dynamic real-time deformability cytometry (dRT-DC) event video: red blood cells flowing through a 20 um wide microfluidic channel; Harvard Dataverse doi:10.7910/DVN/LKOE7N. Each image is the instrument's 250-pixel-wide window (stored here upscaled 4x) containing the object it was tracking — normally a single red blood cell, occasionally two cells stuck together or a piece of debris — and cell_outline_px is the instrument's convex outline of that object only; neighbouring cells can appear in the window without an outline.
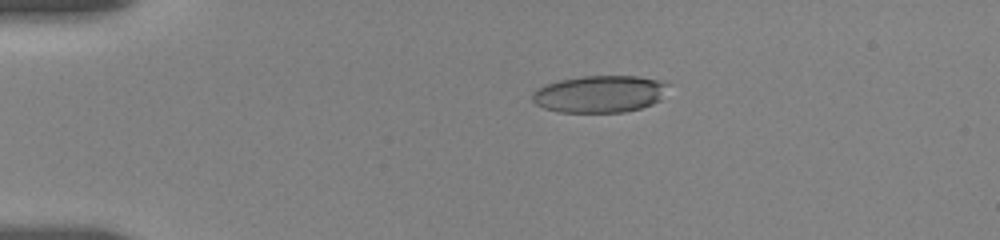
{"species": "human", "species_latin": "Homo sapiens", "temperature_condition": "room temperature", "stored_images_in_passage": 28, "camera_frame_rate_fps": 3000, "um_per_image_px": 0.085, "donor": {"sex": "female"}, "frame": {"image": 1, "passage_image": 14, "time_ms": 3.667, "image_size_px": [1000, 240], "cell_outline_px": [[668, 84], [660, 100], [652, 104], [640, 108], [624, 112], [556, 112], [544, 108], [536, 104], [532, 100], [532, 92], [548, 84], [560, 80], [580, 76], [636, 76], [660, 80]], "centroid_in_image_um": [50.96, 7.99], "position_along_channel_um": 34.0, "area_um2": 29.19}}
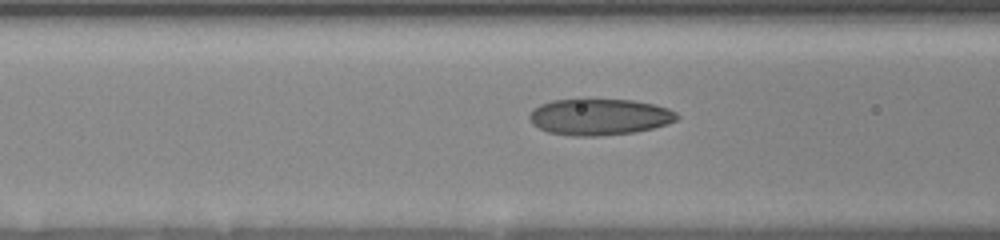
{"frame": {"image": 2, "passage_image": 23, "time_ms": 7.333, "image_size_px": [1000, 240], "cell_outline_px": [[680, 116], [676, 120], [668, 124], [636, 132], [600, 136], [568, 136], [548, 132], [532, 124], [528, 116], [532, 108], [540, 104], [552, 100], [580, 96], [584, 96], [632, 100], [652, 104], [668, 108], [676, 112]], "centroid_in_image_um": [50.9, 9.89], "position_along_channel_um": 115.7, "area_um2": 32.54}}
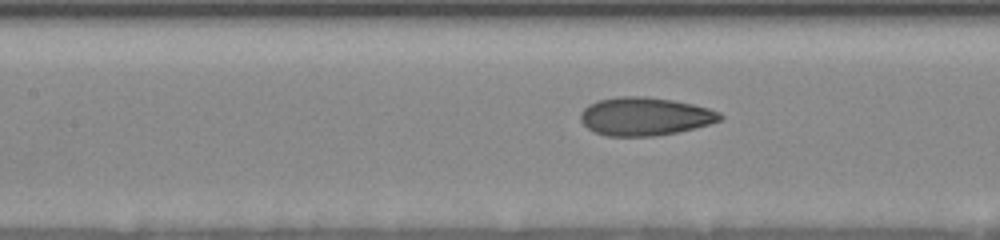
{"frame": {"image": 3, "passage_image": 27, "time_ms": 8.333, "image_size_px": [1000, 240], "cell_outline_px": [[724, 116], [720, 120], [708, 124], [676, 132], [652, 136], [608, 136], [596, 132], [588, 128], [580, 120], [580, 112], [588, 104], [596, 100], [616, 96], [644, 96], [672, 100], [692, 104], [708, 108], [720, 112]], "centroid_in_image_um": [54.77, 9.88], "position_along_channel_um": 152.6, "area_um2": 30.98}}